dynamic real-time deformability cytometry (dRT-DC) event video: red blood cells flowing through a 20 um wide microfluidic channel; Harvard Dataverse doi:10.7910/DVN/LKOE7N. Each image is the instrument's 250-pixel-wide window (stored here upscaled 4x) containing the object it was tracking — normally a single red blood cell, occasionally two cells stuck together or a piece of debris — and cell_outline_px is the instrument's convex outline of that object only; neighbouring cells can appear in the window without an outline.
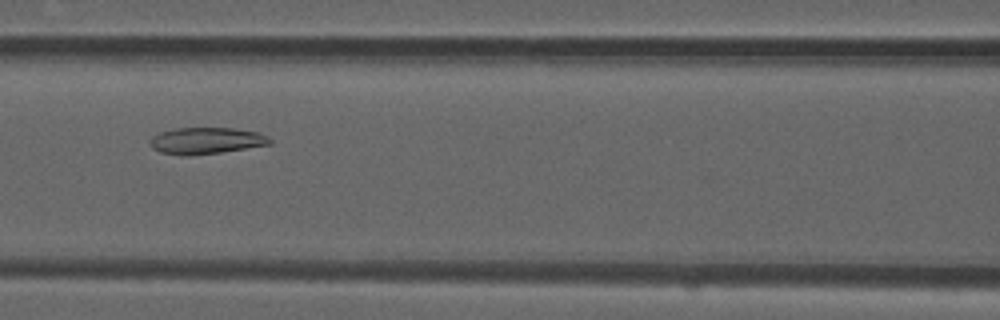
{"species": "common noctule bat (a hibernating species)", "species_latin": "Nyctalus noctula", "temperature_condition": "room temperature", "stored_images_in_passage": 41, "camera_frame_rate_fps": 3000, "um_per_image_px": 0.085, "animal": {"sex": "male", "forearm_length_mm": 52.5}, "frame": {"image": 1, "passage_image": 11, "time_ms": 3.333, "image_size_px": [1000, 320], "cell_outline_px": [[272, 144], [220, 152], [188, 156], [180, 156], [160, 152], [152, 148], [148, 144], [148, 140], [152, 136], [160, 132], [176, 128], [232, 128], [256, 132], [268, 136], [272, 140]], "centroid_in_image_um": [17.47, 11.97], "position_along_channel_um": 149.1, "area_um2": 18.67}}
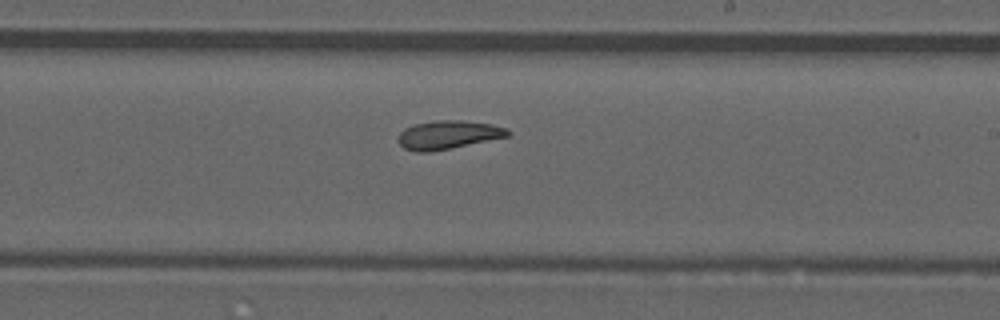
{"frame": {"image": 2, "passage_image": 19, "time_ms": 6.0, "image_size_px": [1000, 320], "cell_outline_px": [[512, 132], [508, 136], [428, 152], [416, 152], [404, 148], [396, 140], [400, 132], [404, 128], [412, 124], [440, 120], [464, 120], [492, 124], [508, 128]], "centroid_in_image_um": [38.06, 11.44], "position_along_channel_um": 250.9, "area_um2": 18.15}}
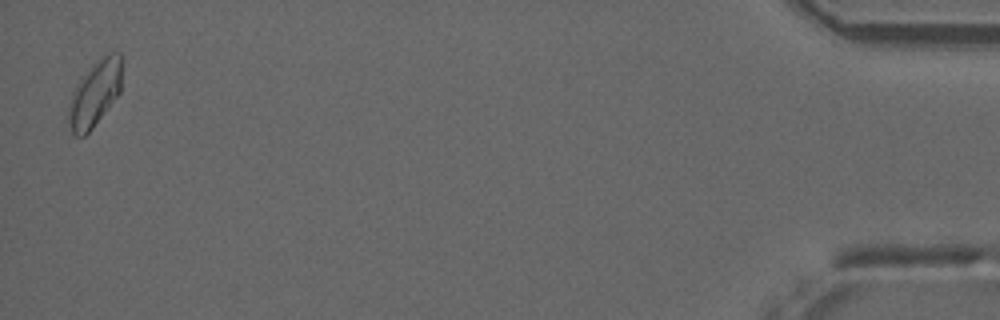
{"frame": {"image": 3, "passage_image": 40, "time_ms": 13.0, "image_size_px": [1000, 320], "cell_outline_px": [[120, 92], [92, 128], [84, 136], [76, 136], [72, 132], [68, 120], [68, 108], [72, 92], [76, 84], [92, 64], [108, 52], [120, 52]], "centroid_in_image_um": [8.03, 7.94], "position_along_channel_um": 427.2, "area_um2": 20.06}}